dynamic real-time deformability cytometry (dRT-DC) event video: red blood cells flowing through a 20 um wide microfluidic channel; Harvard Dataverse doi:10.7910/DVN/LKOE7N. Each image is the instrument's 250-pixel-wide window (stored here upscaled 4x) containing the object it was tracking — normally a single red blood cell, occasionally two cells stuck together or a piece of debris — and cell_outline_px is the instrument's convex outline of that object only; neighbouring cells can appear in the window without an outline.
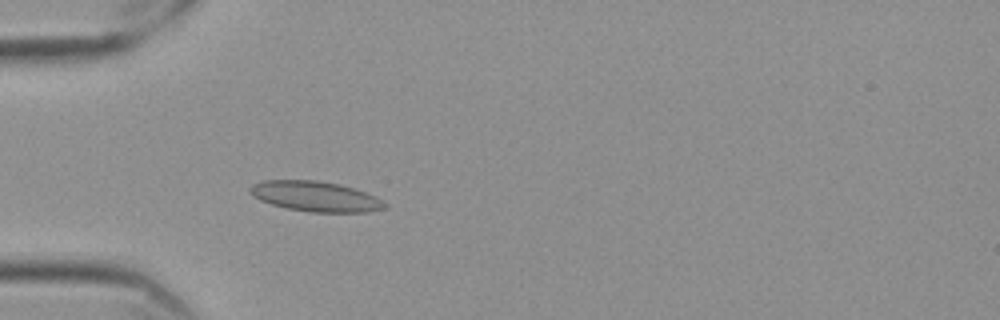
{"species": "Egyptian fruit bat (a non-hibernating species)", "species_latin": "Rousettus aegyptiacus", "temperature_condition": "cold", "stored_images_in_passage": 48, "camera_frame_rate_fps": 3000, "um_per_image_px": 0.085, "frame": {"image": 1, "passage_image": 16, "time_ms": 5.0, "image_size_px": [1000, 320], "cell_outline_px": [[388, 208], [368, 212], [308, 212], [288, 208], [272, 204], [260, 200], [252, 196], [248, 192], [248, 188], [252, 184], [264, 180], [316, 180], [340, 184], [376, 196], [388, 204]], "centroid_in_image_um": [26.81, 16.69], "position_along_channel_um": 58.2, "area_um2": 23.87}}
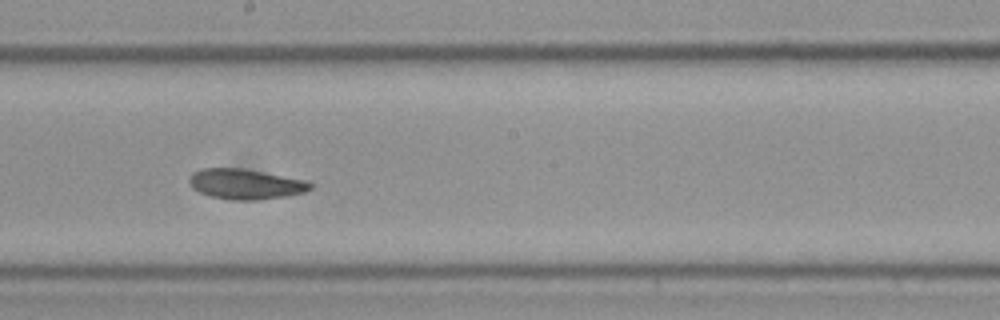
{"frame": {"image": 2, "passage_image": 31, "time_ms": 10.0, "image_size_px": [1000, 320], "cell_outline_px": [[312, 188], [304, 192], [288, 196], [256, 200], [232, 200], [208, 196], [192, 188], [188, 180], [192, 172], [200, 168], [240, 168], [308, 180], [312, 184]], "centroid_in_image_um": [20.86, 15.65], "position_along_channel_um": 227.3, "area_um2": 21.5}}
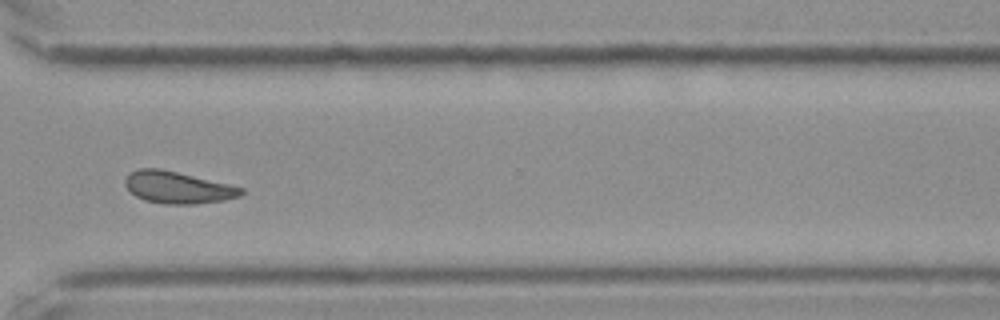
{"frame": {"image": 3, "passage_image": 42, "time_ms": 13.667, "image_size_px": [1000, 320], "cell_outline_px": [[244, 192], [240, 196], [224, 200], [192, 204], [164, 204], [144, 200], [136, 196], [124, 184], [124, 180], [132, 172], [140, 168], [160, 168], [228, 184], [244, 188]], "centroid_in_image_um": [15.11, 15.94], "position_along_channel_um": 355.5, "area_um2": 21.33}, "authors_computed_cell_mechanics": {"area_um2": 21.5016, "velocity_mm_per_s": 3.5016, "shape_relaxation_time_tau1_ms": null, "shape_relaxation_time_tau2_ms": 9.2068, "deformation_change_tau1": null, "deformation_change_tau2": 0.1329}}